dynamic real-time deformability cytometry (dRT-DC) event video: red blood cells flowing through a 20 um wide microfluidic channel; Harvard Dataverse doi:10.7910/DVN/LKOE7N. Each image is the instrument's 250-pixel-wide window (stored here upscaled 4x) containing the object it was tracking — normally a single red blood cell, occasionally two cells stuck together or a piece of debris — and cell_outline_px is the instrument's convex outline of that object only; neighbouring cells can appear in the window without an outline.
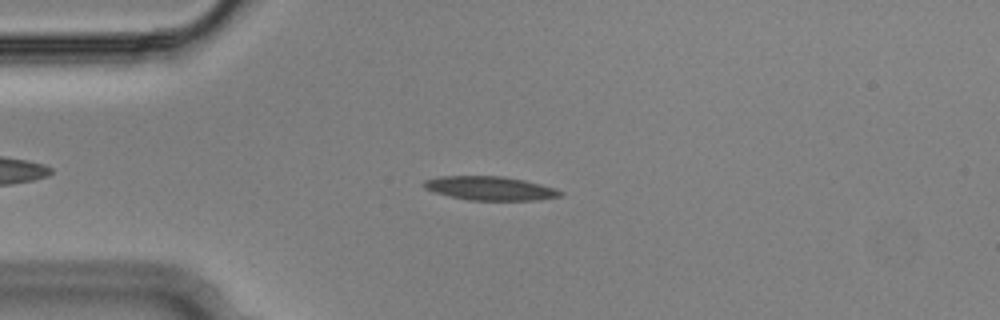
{"species": "Egyptian fruit bat (a non-hibernating species)", "species_latin": "Rousettus aegyptiacus", "temperature_condition": "cold", "stored_images_in_passage": 51, "camera_frame_rate_fps": 3000, "um_per_image_px": 0.085, "animal": {"sex": "male"}, "frame": {"image": 1, "passage_image": 10, "time_ms": 3.0, "image_size_px": [1000, 320], "cell_outline_px": [[564, 192], [560, 196], [540, 200], [468, 200], [436, 192], [424, 188], [420, 184], [424, 180], [440, 176], [504, 176], [524, 180], [556, 188]], "centroid_in_image_um": [41.66, 16.0], "position_along_channel_um": 43.3, "area_um2": 18.96}}
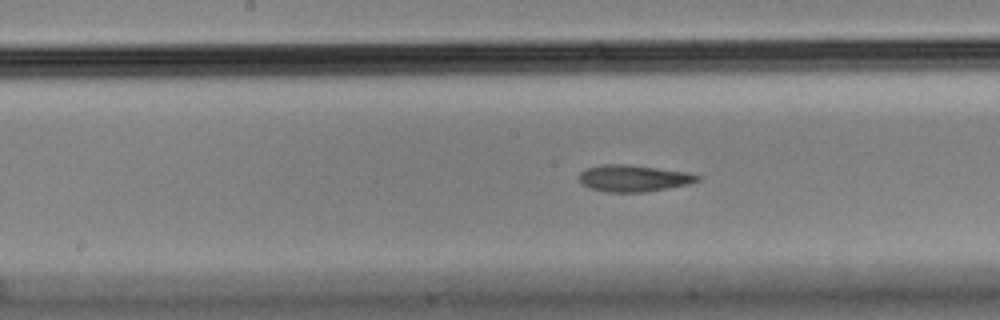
{"frame": {"image": 2, "passage_image": 24, "time_ms": 7.667, "image_size_px": [1000, 320], "cell_outline_px": [[704, 176], [700, 180], [688, 184], [668, 188], [644, 192], [608, 192], [588, 188], [580, 184], [580, 172], [588, 168], [604, 164], [628, 164], [688, 172]], "centroid_in_image_um": [53.88, 15.15], "position_along_channel_um": 194.3, "area_um2": 18.5}}
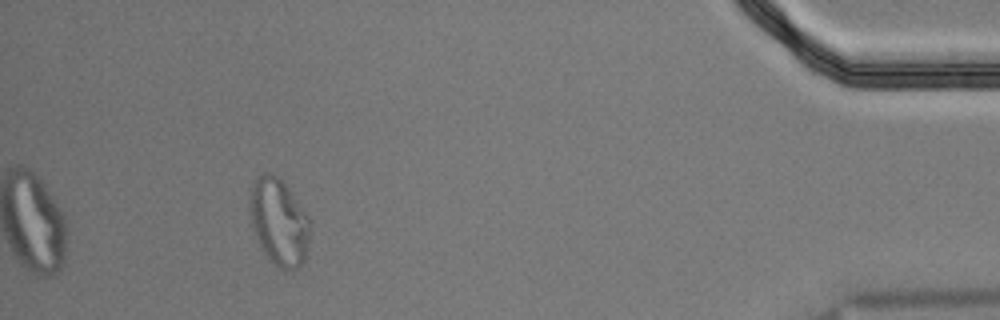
{"frame": {"image": 3, "passage_image": 47, "time_ms": 15.333, "image_size_px": [1000, 320], "cell_outline_px": [[308, 248], [304, 260], [296, 268], [280, 268], [272, 264], [264, 252], [252, 228], [248, 212], [248, 200], [252, 184], [256, 176], [264, 172], [268, 172], [276, 176], [292, 192], [308, 216]], "centroid_in_image_um": [23.65, 18.83], "position_along_channel_um": 411.5, "area_um2": 30.35}, "authors_computed_cell_mechanics": {"area_um2": 18.8428, "velocity_mm_per_s": 3.6242, "shape_relaxation_time_tau1_ms": null, "shape_relaxation_time_tau2_ms": 8.1724, "deformation_change_tau1": null, "deformation_change_tau2": 0.1744}}